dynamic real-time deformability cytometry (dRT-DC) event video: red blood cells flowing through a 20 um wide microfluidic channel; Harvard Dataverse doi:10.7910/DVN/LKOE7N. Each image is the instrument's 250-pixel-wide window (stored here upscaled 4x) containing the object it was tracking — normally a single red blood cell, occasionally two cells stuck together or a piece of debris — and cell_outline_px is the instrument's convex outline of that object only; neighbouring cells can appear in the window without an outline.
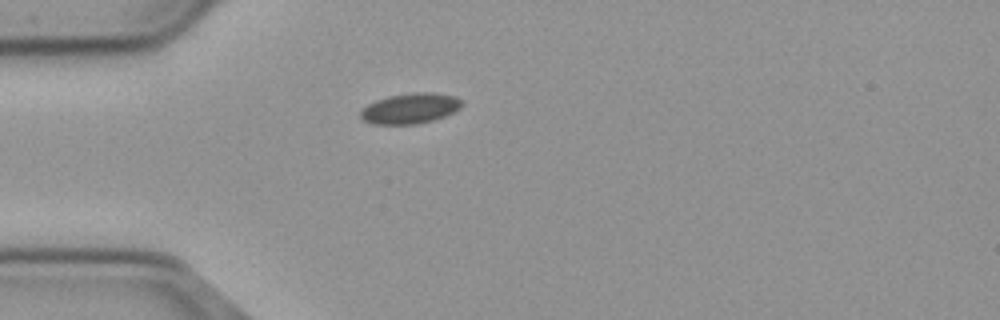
{"species": "common noctule bat (a hibernating species)", "species_latin": "Nyctalus noctula", "temperature_condition": "cold", "stored_images_in_passage": 35, "camera_frame_rate_fps": 3000, "um_per_image_px": 0.085, "animal": {"sex": "male", "body_mass_g": 23.1, "forearm_length_mm": 52.7}, "frame": {"image": 1, "passage_image": 1, "time_ms": 0.0, "image_size_px": [1000, 320], "cell_outline_px": [[464, 104], [460, 108], [444, 116], [432, 120], [416, 124], [376, 124], [364, 120], [360, 116], [360, 112], [368, 104], [376, 100], [388, 96], [412, 92], [432, 92], [456, 96], [464, 100]], "centroid_in_image_um": [34.91, 9.19], "position_along_channel_um": 50.1, "area_um2": 17.98}}
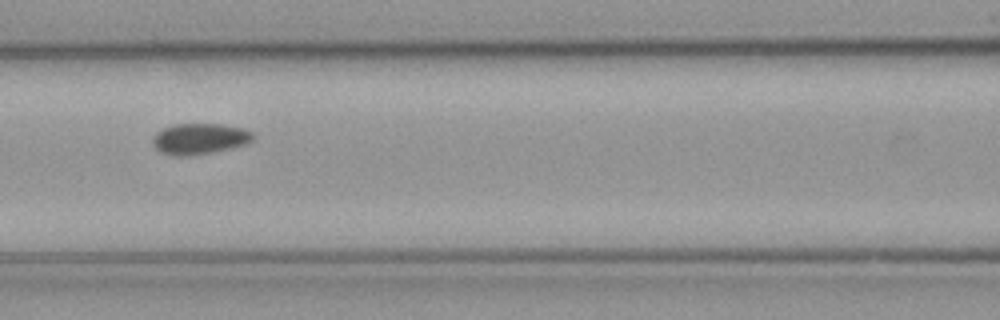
{"frame": {"image": 2, "passage_image": 10, "time_ms": 3.0, "image_size_px": [1000, 320], "cell_outline_px": [[256, 136], [252, 140], [244, 144], [232, 148], [212, 152], [184, 156], [176, 156], [160, 152], [152, 144], [152, 136], [156, 132], [172, 124], [220, 124], [244, 128], [252, 132]], "centroid_in_image_um": [16.95, 11.79], "position_along_channel_um": 149.6, "area_um2": 18.15}}
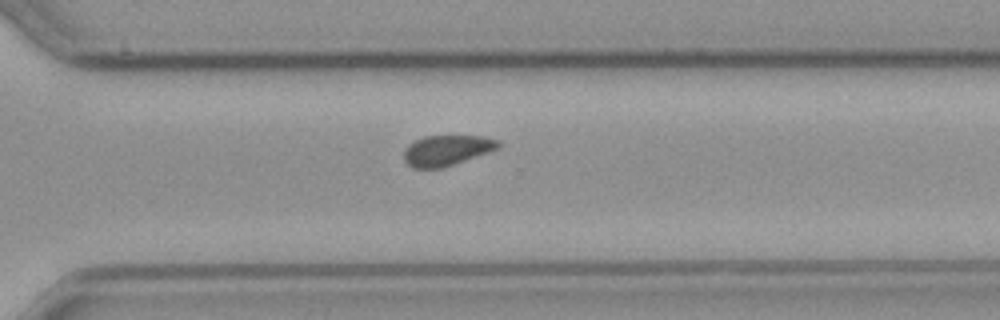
{"frame": {"image": 3, "passage_image": 25, "time_ms": 8.0, "image_size_px": [1000, 320], "cell_outline_px": [[500, 148], [440, 168], [412, 168], [404, 160], [404, 148], [408, 144], [424, 136], [484, 136], [500, 140]], "centroid_in_image_um": [37.96, 12.76], "position_along_channel_um": 332.6, "area_um2": 16.65}, "authors_computed_cell_mechanics": {"area_um2": 17.8602, "velocity_mm_per_s": 3.675, "shape_relaxation_time_tau1_ms": null, "shape_relaxation_time_tau2_ms": 5.2539, "deformation_change_tau1": null, "deformation_change_tau2": 0.0802}}